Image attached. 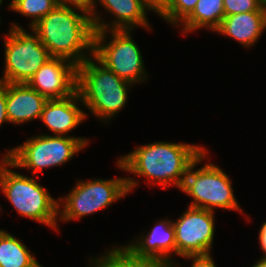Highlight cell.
<instances>
[{
	"label": "cell",
	"instance_id": "603a6c76",
	"mask_svg": "<svg viewBox=\"0 0 266 267\" xmlns=\"http://www.w3.org/2000/svg\"><path fill=\"white\" fill-rule=\"evenodd\" d=\"M59 5L80 10L90 17L96 12V0H58Z\"/></svg>",
	"mask_w": 266,
	"mask_h": 267
},
{
	"label": "cell",
	"instance_id": "277c9868",
	"mask_svg": "<svg viewBox=\"0 0 266 267\" xmlns=\"http://www.w3.org/2000/svg\"><path fill=\"white\" fill-rule=\"evenodd\" d=\"M11 169H10V168ZM15 165L4 155L0 160V190L22 217L58 229V200L34 177L13 171Z\"/></svg>",
	"mask_w": 266,
	"mask_h": 267
},
{
	"label": "cell",
	"instance_id": "d6986e66",
	"mask_svg": "<svg viewBox=\"0 0 266 267\" xmlns=\"http://www.w3.org/2000/svg\"><path fill=\"white\" fill-rule=\"evenodd\" d=\"M103 255L89 258L91 267H170L165 262L134 256L123 245L112 246ZM106 252V253H105Z\"/></svg>",
	"mask_w": 266,
	"mask_h": 267
},
{
	"label": "cell",
	"instance_id": "7c38bea8",
	"mask_svg": "<svg viewBox=\"0 0 266 267\" xmlns=\"http://www.w3.org/2000/svg\"><path fill=\"white\" fill-rule=\"evenodd\" d=\"M103 9L114 19L105 22L101 12L91 16L95 31L131 30L141 26L149 30L151 25L147 19V11H154L143 0H97Z\"/></svg>",
	"mask_w": 266,
	"mask_h": 267
},
{
	"label": "cell",
	"instance_id": "9a60e30c",
	"mask_svg": "<svg viewBox=\"0 0 266 267\" xmlns=\"http://www.w3.org/2000/svg\"><path fill=\"white\" fill-rule=\"evenodd\" d=\"M47 98L27 83H6V106L9 124H27L40 119Z\"/></svg>",
	"mask_w": 266,
	"mask_h": 267
},
{
	"label": "cell",
	"instance_id": "ba28073f",
	"mask_svg": "<svg viewBox=\"0 0 266 267\" xmlns=\"http://www.w3.org/2000/svg\"><path fill=\"white\" fill-rule=\"evenodd\" d=\"M132 33L131 30L95 31L93 56L117 76L135 85L146 82L149 73Z\"/></svg>",
	"mask_w": 266,
	"mask_h": 267
},
{
	"label": "cell",
	"instance_id": "ffe728a7",
	"mask_svg": "<svg viewBox=\"0 0 266 267\" xmlns=\"http://www.w3.org/2000/svg\"><path fill=\"white\" fill-rule=\"evenodd\" d=\"M59 5L58 0H11L9 10L30 19L28 27L33 28L44 16Z\"/></svg>",
	"mask_w": 266,
	"mask_h": 267
},
{
	"label": "cell",
	"instance_id": "484cf974",
	"mask_svg": "<svg viewBox=\"0 0 266 267\" xmlns=\"http://www.w3.org/2000/svg\"><path fill=\"white\" fill-rule=\"evenodd\" d=\"M258 239H259L258 242L260 244V248L263 252L262 254H264L261 257L266 258V221H264L263 224L261 225V228L258 233Z\"/></svg>",
	"mask_w": 266,
	"mask_h": 267
},
{
	"label": "cell",
	"instance_id": "d4e9b609",
	"mask_svg": "<svg viewBox=\"0 0 266 267\" xmlns=\"http://www.w3.org/2000/svg\"><path fill=\"white\" fill-rule=\"evenodd\" d=\"M7 122L9 123L6 106V83H0V127Z\"/></svg>",
	"mask_w": 266,
	"mask_h": 267
},
{
	"label": "cell",
	"instance_id": "52a82bcc",
	"mask_svg": "<svg viewBox=\"0 0 266 267\" xmlns=\"http://www.w3.org/2000/svg\"><path fill=\"white\" fill-rule=\"evenodd\" d=\"M90 141L85 137L58 136L39 134L31 136L22 144L8 149L4 154L15 169H29L32 174L43 173V169L62 166L88 146Z\"/></svg>",
	"mask_w": 266,
	"mask_h": 267
},
{
	"label": "cell",
	"instance_id": "e0dca14e",
	"mask_svg": "<svg viewBox=\"0 0 266 267\" xmlns=\"http://www.w3.org/2000/svg\"><path fill=\"white\" fill-rule=\"evenodd\" d=\"M225 17L223 0H198L193 12L180 24L181 34L206 28L213 33Z\"/></svg>",
	"mask_w": 266,
	"mask_h": 267
},
{
	"label": "cell",
	"instance_id": "4316f807",
	"mask_svg": "<svg viewBox=\"0 0 266 267\" xmlns=\"http://www.w3.org/2000/svg\"><path fill=\"white\" fill-rule=\"evenodd\" d=\"M146 4H148L155 13H158L165 5L167 0H143Z\"/></svg>",
	"mask_w": 266,
	"mask_h": 267
},
{
	"label": "cell",
	"instance_id": "4fadbf2b",
	"mask_svg": "<svg viewBox=\"0 0 266 267\" xmlns=\"http://www.w3.org/2000/svg\"><path fill=\"white\" fill-rule=\"evenodd\" d=\"M173 219L159 220L145 235L138 236L137 239L123 245L134 256L151 258L160 262H165L170 267H178L172 255H177L175 242V229ZM173 253V254H172Z\"/></svg>",
	"mask_w": 266,
	"mask_h": 267
},
{
	"label": "cell",
	"instance_id": "7a4b0ae2",
	"mask_svg": "<svg viewBox=\"0 0 266 267\" xmlns=\"http://www.w3.org/2000/svg\"><path fill=\"white\" fill-rule=\"evenodd\" d=\"M32 29L52 57L71 60L78 66L93 56L92 19L80 10L58 5Z\"/></svg>",
	"mask_w": 266,
	"mask_h": 267
},
{
	"label": "cell",
	"instance_id": "cb8c5ba5",
	"mask_svg": "<svg viewBox=\"0 0 266 267\" xmlns=\"http://www.w3.org/2000/svg\"><path fill=\"white\" fill-rule=\"evenodd\" d=\"M184 259L191 260L192 264L190 267H216L215 262L211 253L208 254H197V255H186Z\"/></svg>",
	"mask_w": 266,
	"mask_h": 267
},
{
	"label": "cell",
	"instance_id": "9c48e42d",
	"mask_svg": "<svg viewBox=\"0 0 266 267\" xmlns=\"http://www.w3.org/2000/svg\"><path fill=\"white\" fill-rule=\"evenodd\" d=\"M27 32L17 23L11 24L8 34L3 35L4 74L0 83H28L33 75L52 58L41 43L38 34L29 28Z\"/></svg>",
	"mask_w": 266,
	"mask_h": 267
},
{
	"label": "cell",
	"instance_id": "6da1fadb",
	"mask_svg": "<svg viewBox=\"0 0 266 267\" xmlns=\"http://www.w3.org/2000/svg\"><path fill=\"white\" fill-rule=\"evenodd\" d=\"M205 150L201 145L157 141L139 145L116 164L124 172L146 178L151 186L181 189L188 168Z\"/></svg>",
	"mask_w": 266,
	"mask_h": 267
},
{
	"label": "cell",
	"instance_id": "ac0fdd59",
	"mask_svg": "<svg viewBox=\"0 0 266 267\" xmlns=\"http://www.w3.org/2000/svg\"><path fill=\"white\" fill-rule=\"evenodd\" d=\"M39 264L23 242L0 229V267H37Z\"/></svg>",
	"mask_w": 266,
	"mask_h": 267
},
{
	"label": "cell",
	"instance_id": "8992f818",
	"mask_svg": "<svg viewBox=\"0 0 266 267\" xmlns=\"http://www.w3.org/2000/svg\"><path fill=\"white\" fill-rule=\"evenodd\" d=\"M206 149L188 168L181 191L192 197L188 206L202 208L209 211L220 208L223 210H235L242 214L243 210L238 203L232 180L222 168L214 163L205 162L196 169L199 163L210 155Z\"/></svg>",
	"mask_w": 266,
	"mask_h": 267
},
{
	"label": "cell",
	"instance_id": "8fae6325",
	"mask_svg": "<svg viewBox=\"0 0 266 267\" xmlns=\"http://www.w3.org/2000/svg\"><path fill=\"white\" fill-rule=\"evenodd\" d=\"M27 84L47 99L66 98L77 91V65L65 58L52 57Z\"/></svg>",
	"mask_w": 266,
	"mask_h": 267
},
{
	"label": "cell",
	"instance_id": "3957f363",
	"mask_svg": "<svg viewBox=\"0 0 266 267\" xmlns=\"http://www.w3.org/2000/svg\"><path fill=\"white\" fill-rule=\"evenodd\" d=\"M134 85L107 69L94 56L77 66V91L83 107L100 123H108L128 101V90Z\"/></svg>",
	"mask_w": 266,
	"mask_h": 267
},
{
	"label": "cell",
	"instance_id": "7402d4cb",
	"mask_svg": "<svg viewBox=\"0 0 266 267\" xmlns=\"http://www.w3.org/2000/svg\"><path fill=\"white\" fill-rule=\"evenodd\" d=\"M225 16L246 12H266V0H223Z\"/></svg>",
	"mask_w": 266,
	"mask_h": 267
},
{
	"label": "cell",
	"instance_id": "30bf717a",
	"mask_svg": "<svg viewBox=\"0 0 266 267\" xmlns=\"http://www.w3.org/2000/svg\"><path fill=\"white\" fill-rule=\"evenodd\" d=\"M215 212L188 207L175 221L177 256L208 254L213 247Z\"/></svg>",
	"mask_w": 266,
	"mask_h": 267
},
{
	"label": "cell",
	"instance_id": "83f0119b",
	"mask_svg": "<svg viewBox=\"0 0 266 267\" xmlns=\"http://www.w3.org/2000/svg\"><path fill=\"white\" fill-rule=\"evenodd\" d=\"M251 267H266V258H259Z\"/></svg>",
	"mask_w": 266,
	"mask_h": 267
},
{
	"label": "cell",
	"instance_id": "44dd1931",
	"mask_svg": "<svg viewBox=\"0 0 266 267\" xmlns=\"http://www.w3.org/2000/svg\"><path fill=\"white\" fill-rule=\"evenodd\" d=\"M197 2L198 0H167L157 15L169 25L177 27L193 12Z\"/></svg>",
	"mask_w": 266,
	"mask_h": 267
},
{
	"label": "cell",
	"instance_id": "5bb4252c",
	"mask_svg": "<svg viewBox=\"0 0 266 267\" xmlns=\"http://www.w3.org/2000/svg\"><path fill=\"white\" fill-rule=\"evenodd\" d=\"M83 105L78 91L61 99H48L40 116V121L52 132V135L70 136L68 133L87 118L80 108ZM54 133V134H53Z\"/></svg>",
	"mask_w": 266,
	"mask_h": 267
},
{
	"label": "cell",
	"instance_id": "2e32d148",
	"mask_svg": "<svg viewBox=\"0 0 266 267\" xmlns=\"http://www.w3.org/2000/svg\"><path fill=\"white\" fill-rule=\"evenodd\" d=\"M265 30L266 12H246L225 16L215 32L250 48L255 46Z\"/></svg>",
	"mask_w": 266,
	"mask_h": 267
},
{
	"label": "cell",
	"instance_id": "5b68a950",
	"mask_svg": "<svg viewBox=\"0 0 266 267\" xmlns=\"http://www.w3.org/2000/svg\"><path fill=\"white\" fill-rule=\"evenodd\" d=\"M65 196L58 197V220L68 222L105 210L139 185L134 177L76 181ZM62 206V207H61Z\"/></svg>",
	"mask_w": 266,
	"mask_h": 267
}]
</instances>
